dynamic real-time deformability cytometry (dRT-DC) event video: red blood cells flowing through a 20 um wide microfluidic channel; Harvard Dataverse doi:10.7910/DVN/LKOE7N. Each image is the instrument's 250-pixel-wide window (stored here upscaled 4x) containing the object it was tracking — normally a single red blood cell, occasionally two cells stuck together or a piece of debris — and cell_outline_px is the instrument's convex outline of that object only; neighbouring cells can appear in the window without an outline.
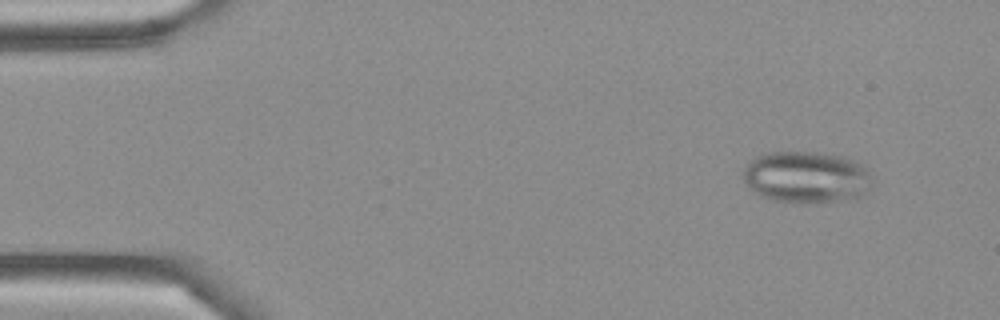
{"species": "Egyptian fruit bat (a non-hibernating species)", "species_latin": "Rousettus aegyptiacus", "temperature_condition": "cold", "stored_images_in_passage": 47, "camera_frame_rate_fps": 3000, "um_per_image_px": 0.085, "frame": {"image": 1, "passage_image": 3, "time_ms": 0.667, "image_size_px": [1000, 320], "cell_outline_px": [[872, 184], [860, 200], [820, 204], [800, 204], [772, 200], [760, 196], [752, 192], [744, 184], [744, 168], [756, 156], [764, 152], [816, 152], [840, 156], [852, 160], [864, 168], [872, 176]], "centroid_in_image_um": [68.55, 15.12], "position_along_channel_um": 16.4, "area_um2": 40.0}}
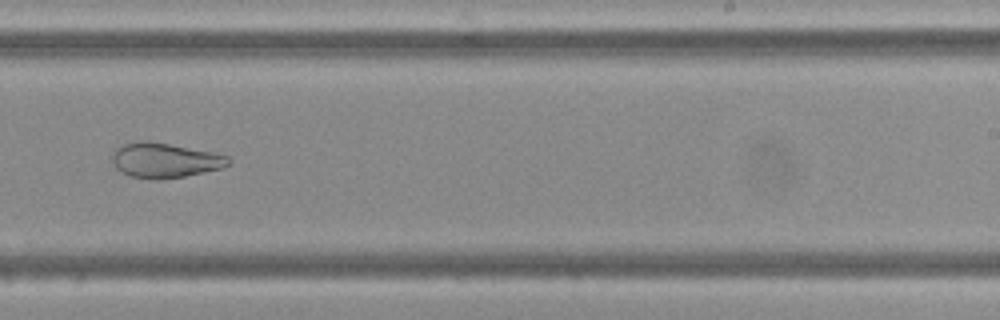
{"frame": {"image": 2, "passage_image": 29, "time_ms": 9.333, "image_size_px": [1000, 320], "cell_outline_px": [[232, 160], [224, 168], [184, 176], [128, 176], [116, 168], [112, 160], [112, 152], [120, 144], [136, 140], [148, 140], [212, 152], [228, 156]], "centroid_in_image_um": [14.0, 13.56], "position_along_channel_um": 275.0, "area_um2": 23.06}}
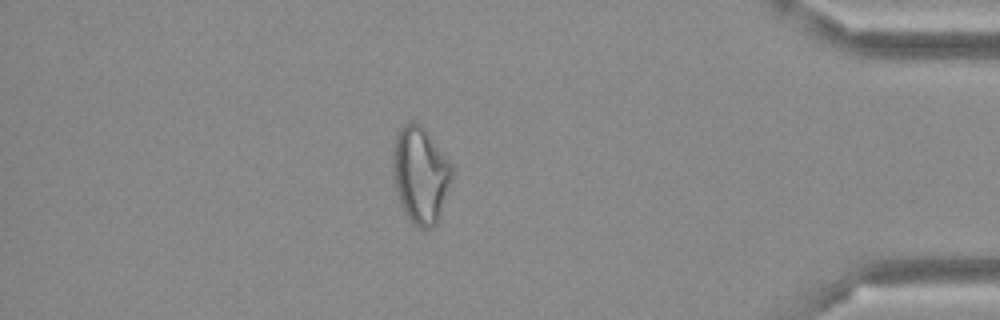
{"frame": {"image": 3, "passage_image": 41, "time_ms": 13.333, "image_size_px": [1000, 320], "cell_outline_px": [[452, 180], [440, 216], [436, 224], [432, 228], [420, 228], [412, 224], [400, 204], [396, 188], [392, 168], [392, 152], [396, 136], [400, 128], [408, 120], [416, 120], [428, 132], [452, 164]], "centroid_in_image_um": [35.74, 14.84], "position_along_channel_um": 399.5, "area_um2": 33.58}}